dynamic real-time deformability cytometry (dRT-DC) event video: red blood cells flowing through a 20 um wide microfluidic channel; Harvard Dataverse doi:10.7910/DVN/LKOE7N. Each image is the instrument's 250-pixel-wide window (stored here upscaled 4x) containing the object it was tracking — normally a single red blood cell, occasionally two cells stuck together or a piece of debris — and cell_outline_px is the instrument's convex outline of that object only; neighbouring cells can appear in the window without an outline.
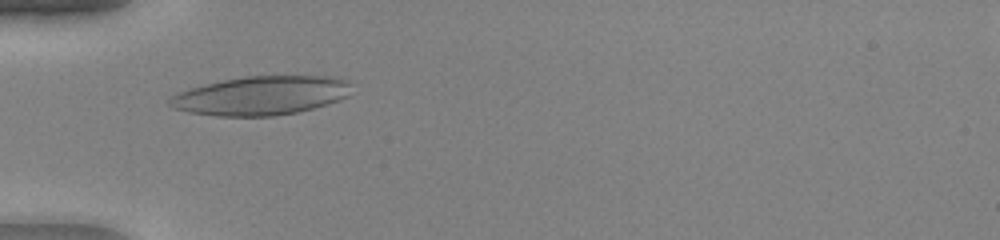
{"species": "human", "species_latin": "Homo sapiens", "temperature_condition": "warm", "stored_images_in_passage": 47, "camera_frame_rate_fps": 3000, "um_per_image_px": 0.085, "donor": {"sex": "female"}, "frame": {"image": 1, "passage_image": 14, "time_ms": 4.333, "image_size_px": [1000, 240], "cell_outline_px": [[352, 84], [348, 96], [300, 112], [276, 116], [216, 116], [188, 112], [176, 108], [168, 104], [168, 100], [176, 92], [188, 88], [204, 84], [244, 76], [340, 76], [348, 80]], "centroid_in_image_um": [22.19, 8.12], "position_along_channel_um": 62.8, "area_um2": 41.44}}
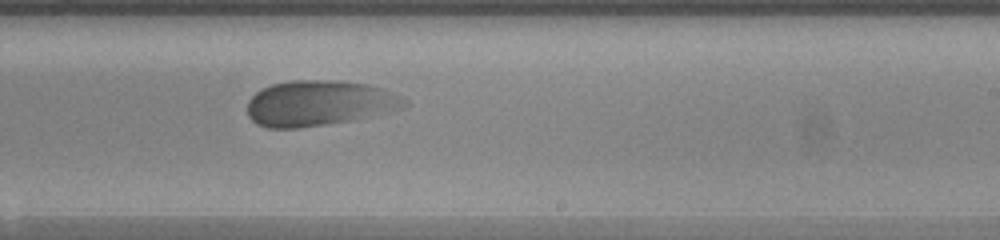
{"frame": {"image": 2, "passage_image": 29, "time_ms": 9.333, "image_size_px": [1000, 240], "cell_outline_px": [[408, 104], [404, 108], [348, 120], [300, 128], [268, 128], [256, 124], [248, 116], [248, 100], [260, 88], [272, 84], [292, 80], [328, 80], [368, 84], [384, 88], [400, 96]], "centroid_in_image_um": [27.07, 8.76], "position_along_channel_um": 261.9, "area_um2": 41.33}}
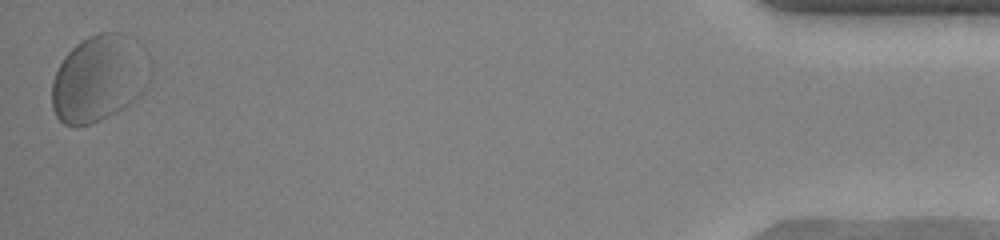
{"frame": {"image": 3, "passage_image": 47, "time_ms": 15.333, "image_size_px": [1000, 240], "cell_outline_px": [[152, 76], [144, 92], [124, 108], [100, 120], [88, 124], [64, 124], [56, 116], [52, 108], [52, 80], [64, 56], [76, 44], [88, 36], [100, 32], [124, 32], [132, 36], [152, 56]], "centroid_in_image_um": [8.51, 6.6], "position_along_channel_um": 426.7, "area_um2": 50.52}, "authors_computed_cell_mechanics": {"area_um2": 42.3674, "velocity_mm_per_s": 4.086, "shape_relaxation_time_tau1_ms": 1.5071, "shape_relaxation_time_tau2_ms": 1.1496, "deformation_change_tau1": 0.0874, "deformation_change_tau2": 0.0609}}